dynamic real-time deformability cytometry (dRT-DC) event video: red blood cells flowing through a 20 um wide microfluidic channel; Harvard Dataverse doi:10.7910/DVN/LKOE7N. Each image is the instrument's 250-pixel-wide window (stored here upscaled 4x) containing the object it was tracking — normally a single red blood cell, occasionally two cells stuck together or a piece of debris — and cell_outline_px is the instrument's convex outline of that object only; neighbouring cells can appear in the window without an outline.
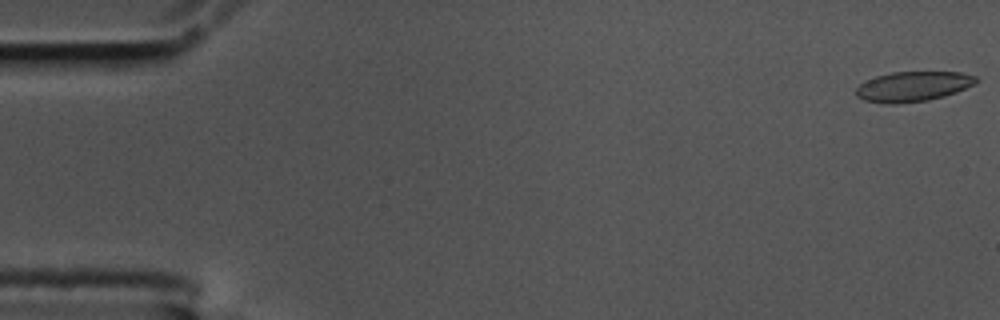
{"species": "common noctule bat (a hibernating species)", "species_latin": "Nyctalus noctula", "temperature_condition": "cold", "stored_images_in_passage": 58, "camera_frame_rate_fps": 3000, "um_per_image_px": 0.085, "animal": {"sex": "male", "body_mass_g": 17.5, "forearm_length_mm": 52.3}, "frame": {"image": 1, "passage_image": 1, "time_ms": 0.0, "image_size_px": [1000, 320], "cell_outline_px": [[980, 80], [956, 92], [944, 96], [928, 100], [896, 104], [888, 104], [864, 100], [856, 96], [856, 88], [860, 84], [876, 76], [892, 72], [960, 72], [976, 76]], "centroid_in_image_um": [77.59, 7.35], "position_along_channel_um": 7.4, "area_um2": 20.87}}
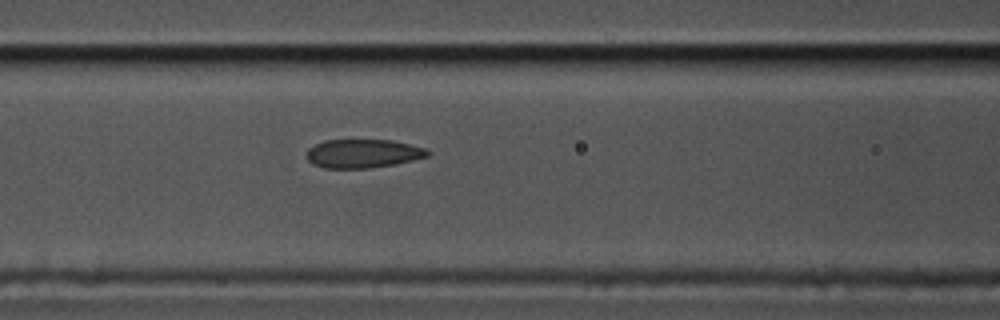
{"frame": {"image": 2, "passage_image": 24, "time_ms": 7.667, "image_size_px": [1000, 320], "cell_outline_px": [[432, 152], [428, 156], [396, 164], [368, 168], [324, 168], [312, 164], [304, 156], [304, 152], [308, 148], [324, 140], [392, 140], [424, 148]], "centroid_in_image_um": [30.8, 13.05], "position_along_channel_um": 135.8, "area_um2": 20.35}}
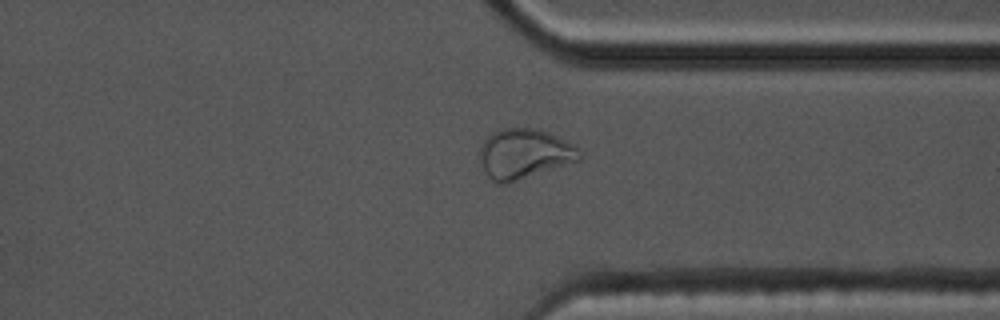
{"frame": {"image": 3, "passage_image": 44, "time_ms": 14.333, "image_size_px": [1000, 320], "cell_outline_px": [[584, 152], [580, 160], [504, 184], [496, 184], [484, 172], [480, 164], [480, 148], [484, 140], [492, 132], [500, 128], [536, 128], [548, 132], [572, 144]], "centroid_in_image_um": [44.54, 13.06], "position_along_channel_um": 366.9, "area_um2": 29.02}, "authors_computed_cell_mechanics": {"area_um2": 21.5594, "velocity_mm_per_s": 3.4728, "shape_relaxation_time_tau1_ms": null, "shape_relaxation_time_tau2_ms": 1.794, "deformation_change_tau1": null, "deformation_change_tau2": 0.0629}}